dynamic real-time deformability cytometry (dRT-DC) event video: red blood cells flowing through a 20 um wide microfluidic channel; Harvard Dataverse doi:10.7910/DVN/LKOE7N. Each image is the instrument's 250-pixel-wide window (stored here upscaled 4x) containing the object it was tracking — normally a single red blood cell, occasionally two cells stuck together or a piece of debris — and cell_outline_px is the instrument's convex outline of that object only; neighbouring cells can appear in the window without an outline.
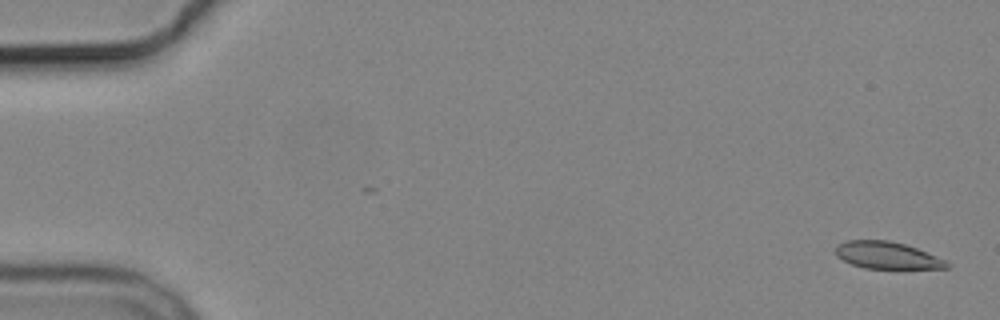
{"species": "common noctule bat (a hibernating species)", "species_latin": "Nyctalus noctula", "temperature_condition": "cold", "stored_images_in_passage": 6, "camera_frame_rate_fps": 3000, "um_per_image_px": 0.085, "animal": {"sex": "male", "body_mass_g": 19.2, "forearm_length_mm": 51.8}, "frame": {"image": 1, "passage_image": 1, "time_ms": 0.0, "image_size_px": [1000, 320], "cell_outline_px": [[952, 264], [948, 268], [864, 268], [852, 264], [836, 256], [836, 244], [848, 240], [888, 240], [904, 244], [916, 248], [936, 256]], "centroid_in_image_um": [75.38, 21.69], "position_along_channel_um": 9.6, "area_um2": 17.34}}
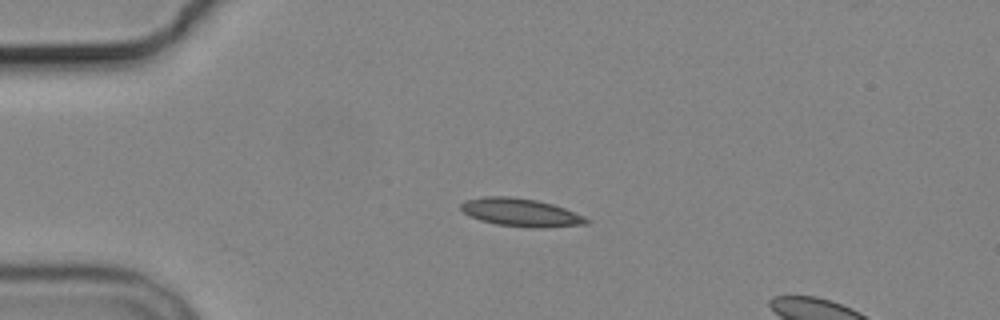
{"frame": {"image": 2, "passage_image": 4, "time_ms": 4.0, "image_size_px": [1000, 320], "cell_outline_px": [[588, 224], [544, 228], [528, 228], [496, 224], [480, 220], [468, 216], [460, 208], [460, 204], [464, 200], [484, 196], [508, 196], [536, 200], [552, 204], [564, 208], [584, 216], [588, 220]], "centroid_in_image_um": [44.23, 18.06], "position_along_channel_um": 40.8, "area_um2": 20.63}}
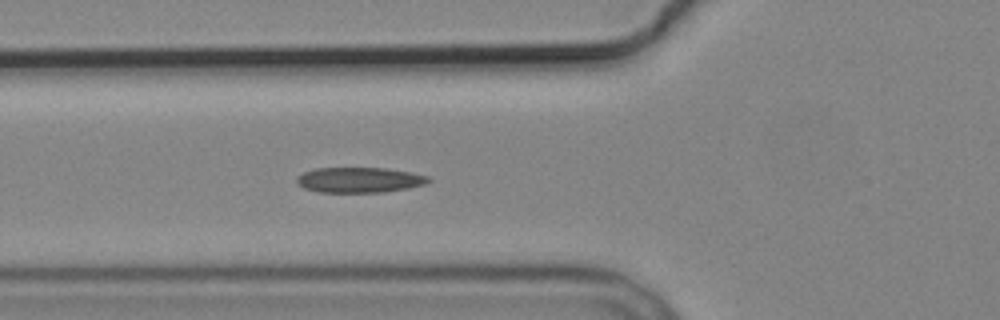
{"frame": {"image": 3, "passage_image": 6, "time_ms": 6.333, "image_size_px": [1000, 320], "cell_outline_px": [[432, 180], [424, 184], [408, 188], [380, 192], [320, 192], [304, 188], [296, 180], [296, 176], [304, 172], [316, 168], [384, 168], [412, 172], [428, 176]], "centroid_in_image_um": [30.55, 15.29], "position_along_channel_um": 95.2, "area_um2": 19.31}}